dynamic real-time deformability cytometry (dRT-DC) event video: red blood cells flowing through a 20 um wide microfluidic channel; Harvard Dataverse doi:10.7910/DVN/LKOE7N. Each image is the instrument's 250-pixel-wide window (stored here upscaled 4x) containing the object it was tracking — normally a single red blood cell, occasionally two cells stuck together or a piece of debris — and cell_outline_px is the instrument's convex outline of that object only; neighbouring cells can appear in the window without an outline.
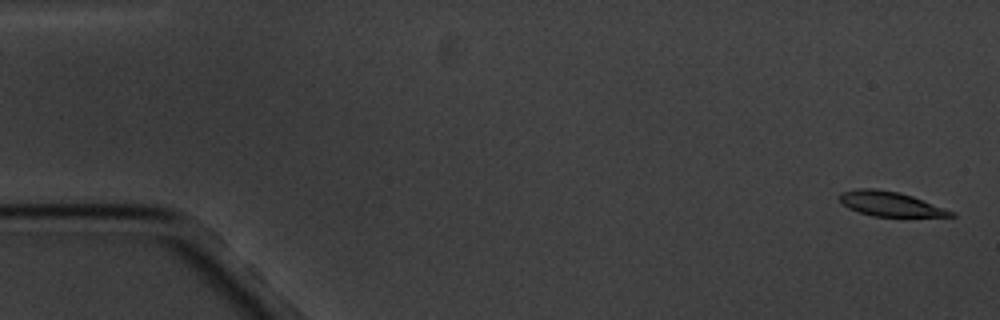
{"species": "common noctule bat (a hibernating species)", "species_latin": "Nyctalus noctula", "temperature_condition": "cold", "stored_images_in_passage": 9, "camera_frame_rate_fps": 3000, "um_per_image_px": 0.085, "animal": {"sex": "male", "body_mass_g": 20.1, "forearm_length_mm": 53.5}, "frame": {"image": 1, "passage_image": 1, "time_ms": 0.0, "image_size_px": [1000, 320], "cell_outline_px": [[956, 216], [872, 216], [848, 208], [840, 200], [840, 192], [856, 188], [876, 188], [896, 192], [912, 196], [956, 212]], "centroid_in_image_um": [75.66, 17.32], "position_along_channel_um": 9.3, "area_um2": 15.78}}
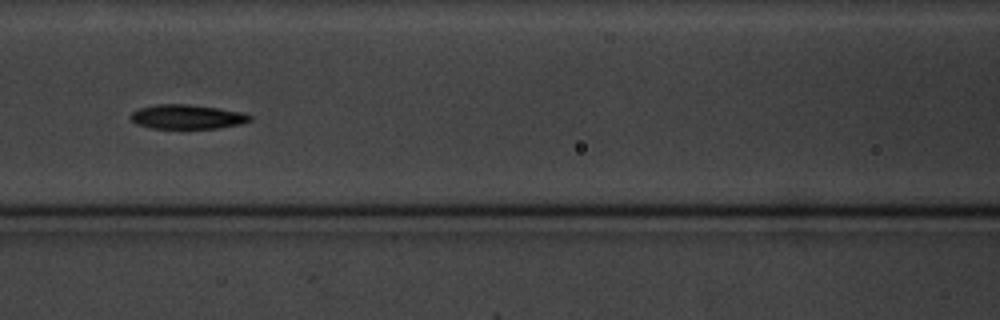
{"frame": {"image": 2, "passage_image": 7, "time_ms": 8.0, "image_size_px": [1000, 320], "cell_outline_px": [[252, 120], [240, 124], [216, 128], [152, 128], [136, 124], [128, 116], [132, 112], [140, 108], [160, 104], [188, 104], [244, 112], [252, 116]], "centroid_in_image_um": [15.91, 9.93], "position_along_channel_um": 150.7, "area_um2": 16.82}}
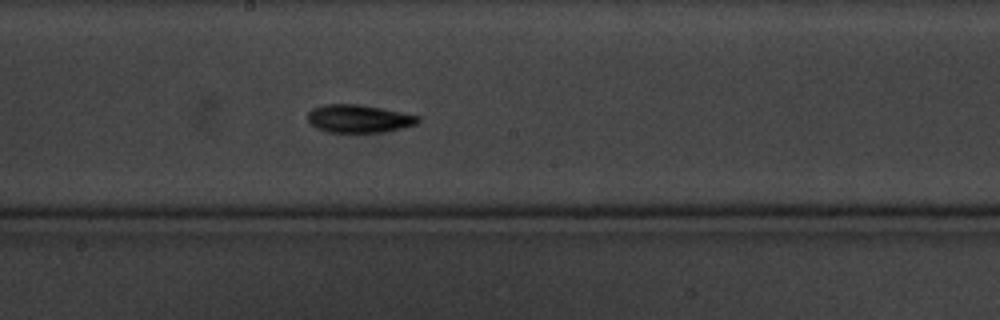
{"frame": {"image": 3, "passage_image": 9, "time_ms": 10.0, "image_size_px": [1000, 320], "cell_outline_px": [[420, 120], [416, 124], [384, 132], [328, 132], [316, 128], [308, 120], [308, 112], [312, 108], [324, 104], [360, 104], [420, 116]], "centroid_in_image_um": [30.47, 10.08], "position_along_channel_um": 217.7, "area_um2": 17.86}}